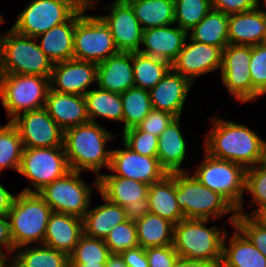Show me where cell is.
<instances>
[{"label": "cell", "mask_w": 266, "mask_h": 267, "mask_svg": "<svg viewBox=\"0 0 266 267\" xmlns=\"http://www.w3.org/2000/svg\"><path fill=\"white\" fill-rule=\"evenodd\" d=\"M16 195L0 184V215H8Z\"/></svg>", "instance_id": "816d5d0a"}, {"label": "cell", "mask_w": 266, "mask_h": 267, "mask_svg": "<svg viewBox=\"0 0 266 267\" xmlns=\"http://www.w3.org/2000/svg\"><path fill=\"white\" fill-rule=\"evenodd\" d=\"M110 255L104 239L92 238L83 234L69 255V264L106 263Z\"/></svg>", "instance_id": "f35d334b"}, {"label": "cell", "mask_w": 266, "mask_h": 267, "mask_svg": "<svg viewBox=\"0 0 266 267\" xmlns=\"http://www.w3.org/2000/svg\"><path fill=\"white\" fill-rule=\"evenodd\" d=\"M123 143L132 151L150 157H157L159 137L141 131L137 126L122 132Z\"/></svg>", "instance_id": "f6af8a7d"}, {"label": "cell", "mask_w": 266, "mask_h": 267, "mask_svg": "<svg viewBox=\"0 0 266 267\" xmlns=\"http://www.w3.org/2000/svg\"><path fill=\"white\" fill-rule=\"evenodd\" d=\"M235 232L230 236L229 246L223 239L222 261L219 267H266V257L234 226Z\"/></svg>", "instance_id": "4316f807"}, {"label": "cell", "mask_w": 266, "mask_h": 267, "mask_svg": "<svg viewBox=\"0 0 266 267\" xmlns=\"http://www.w3.org/2000/svg\"><path fill=\"white\" fill-rule=\"evenodd\" d=\"M115 138L96 122H88L64 131V149L72 171L91 170L96 174L93 184L98 189L100 169H109L111 151L105 149L107 141Z\"/></svg>", "instance_id": "7a4b0ae2"}, {"label": "cell", "mask_w": 266, "mask_h": 267, "mask_svg": "<svg viewBox=\"0 0 266 267\" xmlns=\"http://www.w3.org/2000/svg\"><path fill=\"white\" fill-rule=\"evenodd\" d=\"M175 24L187 33L212 9L211 0H174Z\"/></svg>", "instance_id": "ab89813d"}, {"label": "cell", "mask_w": 266, "mask_h": 267, "mask_svg": "<svg viewBox=\"0 0 266 267\" xmlns=\"http://www.w3.org/2000/svg\"><path fill=\"white\" fill-rule=\"evenodd\" d=\"M87 113L91 122H96V117L123 122V104L119 93L103 89H90L85 95Z\"/></svg>", "instance_id": "836d02e7"}, {"label": "cell", "mask_w": 266, "mask_h": 267, "mask_svg": "<svg viewBox=\"0 0 266 267\" xmlns=\"http://www.w3.org/2000/svg\"><path fill=\"white\" fill-rule=\"evenodd\" d=\"M120 256L127 267H149L146 249L141 246L123 251Z\"/></svg>", "instance_id": "681fc988"}, {"label": "cell", "mask_w": 266, "mask_h": 267, "mask_svg": "<svg viewBox=\"0 0 266 267\" xmlns=\"http://www.w3.org/2000/svg\"><path fill=\"white\" fill-rule=\"evenodd\" d=\"M183 49L171 63V68L192 83L195 78L209 72L221 70L222 49L212 45L199 43L187 37Z\"/></svg>", "instance_id": "e0dca14e"}, {"label": "cell", "mask_w": 266, "mask_h": 267, "mask_svg": "<svg viewBox=\"0 0 266 267\" xmlns=\"http://www.w3.org/2000/svg\"><path fill=\"white\" fill-rule=\"evenodd\" d=\"M229 15L211 9L207 15L188 33V36L199 43L220 47L222 50L228 43Z\"/></svg>", "instance_id": "d6a6232c"}, {"label": "cell", "mask_w": 266, "mask_h": 267, "mask_svg": "<svg viewBox=\"0 0 266 267\" xmlns=\"http://www.w3.org/2000/svg\"><path fill=\"white\" fill-rule=\"evenodd\" d=\"M96 82L100 89L119 94L135 87L133 52H119L98 63Z\"/></svg>", "instance_id": "603a6c76"}, {"label": "cell", "mask_w": 266, "mask_h": 267, "mask_svg": "<svg viewBox=\"0 0 266 267\" xmlns=\"http://www.w3.org/2000/svg\"><path fill=\"white\" fill-rule=\"evenodd\" d=\"M121 95L123 104V131L136 127L152 110L150 93L138 87H132Z\"/></svg>", "instance_id": "8d00e7d4"}, {"label": "cell", "mask_w": 266, "mask_h": 267, "mask_svg": "<svg viewBox=\"0 0 266 267\" xmlns=\"http://www.w3.org/2000/svg\"><path fill=\"white\" fill-rule=\"evenodd\" d=\"M80 173L71 170L37 192L53 212L71 214L80 218L85 216L89 210L92 189L82 181Z\"/></svg>", "instance_id": "7c38bea8"}, {"label": "cell", "mask_w": 266, "mask_h": 267, "mask_svg": "<svg viewBox=\"0 0 266 267\" xmlns=\"http://www.w3.org/2000/svg\"><path fill=\"white\" fill-rule=\"evenodd\" d=\"M96 3V4H95ZM99 2H87L75 13L73 58L100 63L119 53L108 25L100 16L85 14Z\"/></svg>", "instance_id": "52a82bcc"}, {"label": "cell", "mask_w": 266, "mask_h": 267, "mask_svg": "<svg viewBox=\"0 0 266 267\" xmlns=\"http://www.w3.org/2000/svg\"><path fill=\"white\" fill-rule=\"evenodd\" d=\"M133 217L139 246L146 249L172 245L174 228L172 222L147 211Z\"/></svg>", "instance_id": "4dcf8cb0"}, {"label": "cell", "mask_w": 266, "mask_h": 267, "mask_svg": "<svg viewBox=\"0 0 266 267\" xmlns=\"http://www.w3.org/2000/svg\"><path fill=\"white\" fill-rule=\"evenodd\" d=\"M258 217L266 224V212L261 213Z\"/></svg>", "instance_id": "680465c9"}, {"label": "cell", "mask_w": 266, "mask_h": 267, "mask_svg": "<svg viewBox=\"0 0 266 267\" xmlns=\"http://www.w3.org/2000/svg\"><path fill=\"white\" fill-rule=\"evenodd\" d=\"M106 267H127V265L123 262L120 254H110L106 262Z\"/></svg>", "instance_id": "db71d44e"}, {"label": "cell", "mask_w": 266, "mask_h": 267, "mask_svg": "<svg viewBox=\"0 0 266 267\" xmlns=\"http://www.w3.org/2000/svg\"><path fill=\"white\" fill-rule=\"evenodd\" d=\"M250 75L252 79V100L266 92V46H251Z\"/></svg>", "instance_id": "7bdbcfd3"}, {"label": "cell", "mask_w": 266, "mask_h": 267, "mask_svg": "<svg viewBox=\"0 0 266 267\" xmlns=\"http://www.w3.org/2000/svg\"><path fill=\"white\" fill-rule=\"evenodd\" d=\"M175 118L168 112L152 109L151 112L137 125L144 132L160 136L170 122Z\"/></svg>", "instance_id": "bcb514c9"}, {"label": "cell", "mask_w": 266, "mask_h": 267, "mask_svg": "<svg viewBox=\"0 0 266 267\" xmlns=\"http://www.w3.org/2000/svg\"><path fill=\"white\" fill-rule=\"evenodd\" d=\"M172 267H215L213 264L179 257Z\"/></svg>", "instance_id": "f5cc1de1"}, {"label": "cell", "mask_w": 266, "mask_h": 267, "mask_svg": "<svg viewBox=\"0 0 266 267\" xmlns=\"http://www.w3.org/2000/svg\"><path fill=\"white\" fill-rule=\"evenodd\" d=\"M11 122L19 132L23 148L64 147V130L45 108L24 112Z\"/></svg>", "instance_id": "4fadbf2b"}, {"label": "cell", "mask_w": 266, "mask_h": 267, "mask_svg": "<svg viewBox=\"0 0 266 267\" xmlns=\"http://www.w3.org/2000/svg\"><path fill=\"white\" fill-rule=\"evenodd\" d=\"M70 170L64 147L24 148L18 173L31 182L22 192L37 193Z\"/></svg>", "instance_id": "8fae6325"}, {"label": "cell", "mask_w": 266, "mask_h": 267, "mask_svg": "<svg viewBox=\"0 0 266 267\" xmlns=\"http://www.w3.org/2000/svg\"><path fill=\"white\" fill-rule=\"evenodd\" d=\"M5 19L0 15V24L3 23Z\"/></svg>", "instance_id": "6125c7cd"}, {"label": "cell", "mask_w": 266, "mask_h": 267, "mask_svg": "<svg viewBox=\"0 0 266 267\" xmlns=\"http://www.w3.org/2000/svg\"><path fill=\"white\" fill-rule=\"evenodd\" d=\"M170 24L162 27H154L143 30L142 44L145 49L139 52L164 59L170 64L177 58L183 49L188 33L178 25Z\"/></svg>", "instance_id": "7402d4cb"}, {"label": "cell", "mask_w": 266, "mask_h": 267, "mask_svg": "<svg viewBox=\"0 0 266 267\" xmlns=\"http://www.w3.org/2000/svg\"><path fill=\"white\" fill-rule=\"evenodd\" d=\"M53 210L38 193L20 192L8 213L14 248L43 244L46 226Z\"/></svg>", "instance_id": "8992f818"}, {"label": "cell", "mask_w": 266, "mask_h": 267, "mask_svg": "<svg viewBox=\"0 0 266 267\" xmlns=\"http://www.w3.org/2000/svg\"><path fill=\"white\" fill-rule=\"evenodd\" d=\"M75 14L66 22L54 26L36 37L41 50L53 62L73 59ZM39 38H42L40 41Z\"/></svg>", "instance_id": "f546056e"}, {"label": "cell", "mask_w": 266, "mask_h": 267, "mask_svg": "<svg viewBox=\"0 0 266 267\" xmlns=\"http://www.w3.org/2000/svg\"><path fill=\"white\" fill-rule=\"evenodd\" d=\"M192 84L190 80L170 68L156 86L149 91L152 109L181 117Z\"/></svg>", "instance_id": "ffe728a7"}, {"label": "cell", "mask_w": 266, "mask_h": 267, "mask_svg": "<svg viewBox=\"0 0 266 267\" xmlns=\"http://www.w3.org/2000/svg\"><path fill=\"white\" fill-rule=\"evenodd\" d=\"M10 261V265L7 262ZM6 263V264H5ZM0 267H23L14 256H6L0 263Z\"/></svg>", "instance_id": "11a10c76"}, {"label": "cell", "mask_w": 266, "mask_h": 267, "mask_svg": "<svg viewBox=\"0 0 266 267\" xmlns=\"http://www.w3.org/2000/svg\"><path fill=\"white\" fill-rule=\"evenodd\" d=\"M102 198L105 204L89 209L82 218L86 236L104 239L115 226L131 217L120 205L110 202L103 196Z\"/></svg>", "instance_id": "f1b7e54d"}, {"label": "cell", "mask_w": 266, "mask_h": 267, "mask_svg": "<svg viewBox=\"0 0 266 267\" xmlns=\"http://www.w3.org/2000/svg\"><path fill=\"white\" fill-rule=\"evenodd\" d=\"M259 6L260 4L252 10L229 15V44L254 46L262 42L266 29V10H261Z\"/></svg>", "instance_id": "d4e9b609"}, {"label": "cell", "mask_w": 266, "mask_h": 267, "mask_svg": "<svg viewBox=\"0 0 266 267\" xmlns=\"http://www.w3.org/2000/svg\"><path fill=\"white\" fill-rule=\"evenodd\" d=\"M234 226L266 257V224L258 216L237 214Z\"/></svg>", "instance_id": "ee69618b"}, {"label": "cell", "mask_w": 266, "mask_h": 267, "mask_svg": "<svg viewBox=\"0 0 266 267\" xmlns=\"http://www.w3.org/2000/svg\"><path fill=\"white\" fill-rule=\"evenodd\" d=\"M109 170L115 174L100 176H118L137 180L147 185L161 180L168 172L160 165L157 157H150L132 151L123 143L122 149L111 151Z\"/></svg>", "instance_id": "2e32d148"}, {"label": "cell", "mask_w": 266, "mask_h": 267, "mask_svg": "<svg viewBox=\"0 0 266 267\" xmlns=\"http://www.w3.org/2000/svg\"><path fill=\"white\" fill-rule=\"evenodd\" d=\"M147 212L167 219L174 225L185 219L175 197V172L166 174L149 186Z\"/></svg>", "instance_id": "484cf974"}, {"label": "cell", "mask_w": 266, "mask_h": 267, "mask_svg": "<svg viewBox=\"0 0 266 267\" xmlns=\"http://www.w3.org/2000/svg\"><path fill=\"white\" fill-rule=\"evenodd\" d=\"M23 149L16 126L11 121L4 126L0 125V175L7 168L18 172Z\"/></svg>", "instance_id": "74e56055"}, {"label": "cell", "mask_w": 266, "mask_h": 267, "mask_svg": "<svg viewBox=\"0 0 266 267\" xmlns=\"http://www.w3.org/2000/svg\"><path fill=\"white\" fill-rule=\"evenodd\" d=\"M260 164L266 166V141L265 140H263L262 142V157H261Z\"/></svg>", "instance_id": "6f0895ef"}, {"label": "cell", "mask_w": 266, "mask_h": 267, "mask_svg": "<svg viewBox=\"0 0 266 267\" xmlns=\"http://www.w3.org/2000/svg\"><path fill=\"white\" fill-rule=\"evenodd\" d=\"M245 192L251 194L250 202L255 209L249 216H259L266 212V166L257 164L246 169Z\"/></svg>", "instance_id": "60d3db41"}, {"label": "cell", "mask_w": 266, "mask_h": 267, "mask_svg": "<svg viewBox=\"0 0 266 267\" xmlns=\"http://www.w3.org/2000/svg\"><path fill=\"white\" fill-rule=\"evenodd\" d=\"M143 30L175 24L174 0H127Z\"/></svg>", "instance_id": "1f68e13d"}, {"label": "cell", "mask_w": 266, "mask_h": 267, "mask_svg": "<svg viewBox=\"0 0 266 267\" xmlns=\"http://www.w3.org/2000/svg\"><path fill=\"white\" fill-rule=\"evenodd\" d=\"M259 3V0H211V7L227 15H231L252 10Z\"/></svg>", "instance_id": "c3c4849f"}, {"label": "cell", "mask_w": 266, "mask_h": 267, "mask_svg": "<svg viewBox=\"0 0 266 267\" xmlns=\"http://www.w3.org/2000/svg\"><path fill=\"white\" fill-rule=\"evenodd\" d=\"M209 219H182L173 228L174 250L179 257L204 261L219 267L226 230L207 227Z\"/></svg>", "instance_id": "3957f363"}, {"label": "cell", "mask_w": 266, "mask_h": 267, "mask_svg": "<svg viewBox=\"0 0 266 267\" xmlns=\"http://www.w3.org/2000/svg\"><path fill=\"white\" fill-rule=\"evenodd\" d=\"M195 171L193 175L201 184L225 197L237 209V214H245L246 168L243 165L214 158L205 152L203 162Z\"/></svg>", "instance_id": "ba28073f"}, {"label": "cell", "mask_w": 266, "mask_h": 267, "mask_svg": "<svg viewBox=\"0 0 266 267\" xmlns=\"http://www.w3.org/2000/svg\"><path fill=\"white\" fill-rule=\"evenodd\" d=\"M261 44H263L264 46H266V29H265L264 36H263V39H262Z\"/></svg>", "instance_id": "94428289"}, {"label": "cell", "mask_w": 266, "mask_h": 267, "mask_svg": "<svg viewBox=\"0 0 266 267\" xmlns=\"http://www.w3.org/2000/svg\"><path fill=\"white\" fill-rule=\"evenodd\" d=\"M69 267H106V263H97V264H69Z\"/></svg>", "instance_id": "9f6ffc18"}, {"label": "cell", "mask_w": 266, "mask_h": 267, "mask_svg": "<svg viewBox=\"0 0 266 267\" xmlns=\"http://www.w3.org/2000/svg\"><path fill=\"white\" fill-rule=\"evenodd\" d=\"M180 127V117H175L158 139L157 158L168 173L186 171L181 165L187 154V145Z\"/></svg>", "instance_id": "83f0119b"}, {"label": "cell", "mask_w": 266, "mask_h": 267, "mask_svg": "<svg viewBox=\"0 0 266 267\" xmlns=\"http://www.w3.org/2000/svg\"><path fill=\"white\" fill-rule=\"evenodd\" d=\"M213 127L206 133L204 148L210 156L243 165L246 169L260 164L263 139L244 124L214 116Z\"/></svg>", "instance_id": "6da1fadb"}, {"label": "cell", "mask_w": 266, "mask_h": 267, "mask_svg": "<svg viewBox=\"0 0 266 267\" xmlns=\"http://www.w3.org/2000/svg\"><path fill=\"white\" fill-rule=\"evenodd\" d=\"M15 250L17 253L13 256L23 267H69V256L66 253L44 244L35 248L22 246Z\"/></svg>", "instance_id": "d590c367"}, {"label": "cell", "mask_w": 266, "mask_h": 267, "mask_svg": "<svg viewBox=\"0 0 266 267\" xmlns=\"http://www.w3.org/2000/svg\"><path fill=\"white\" fill-rule=\"evenodd\" d=\"M149 185L118 176H99L98 190L110 202L123 207L131 216L147 211Z\"/></svg>", "instance_id": "ac0fdd59"}, {"label": "cell", "mask_w": 266, "mask_h": 267, "mask_svg": "<svg viewBox=\"0 0 266 267\" xmlns=\"http://www.w3.org/2000/svg\"><path fill=\"white\" fill-rule=\"evenodd\" d=\"M49 88L47 77L0 74V100L9 121L21 113L45 108Z\"/></svg>", "instance_id": "9c48e42d"}, {"label": "cell", "mask_w": 266, "mask_h": 267, "mask_svg": "<svg viewBox=\"0 0 266 267\" xmlns=\"http://www.w3.org/2000/svg\"><path fill=\"white\" fill-rule=\"evenodd\" d=\"M53 65L36 38L21 35L12 28L0 34V74L39 75L50 79Z\"/></svg>", "instance_id": "5b68a950"}, {"label": "cell", "mask_w": 266, "mask_h": 267, "mask_svg": "<svg viewBox=\"0 0 266 267\" xmlns=\"http://www.w3.org/2000/svg\"><path fill=\"white\" fill-rule=\"evenodd\" d=\"M96 79V63L73 58L53 65L49 84L50 89L54 91L85 95Z\"/></svg>", "instance_id": "d6986e66"}, {"label": "cell", "mask_w": 266, "mask_h": 267, "mask_svg": "<svg viewBox=\"0 0 266 267\" xmlns=\"http://www.w3.org/2000/svg\"><path fill=\"white\" fill-rule=\"evenodd\" d=\"M251 46L228 44L222 51V83L241 103L252 101Z\"/></svg>", "instance_id": "5bb4252c"}, {"label": "cell", "mask_w": 266, "mask_h": 267, "mask_svg": "<svg viewBox=\"0 0 266 267\" xmlns=\"http://www.w3.org/2000/svg\"><path fill=\"white\" fill-rule=\"evenodd\" d=\"M2 245L9 253L15 251L11 238L9 219L7 215H0V250L3 251Z\"/></svg>", "instance_id": "f907efd6"}, {"label": "cell", "mask_w": 266, "mask_h": 267, "mask_svg": "<svg viewBox=\"0 0 266 267\" xmlns=\"http://www.w3.org/2000/svg\"><path fill=\"white\" fill-rule=\"evenodd\" d=\"M171 64L161 58L133 52V76L135 87L150 91L164 77Z\"/></svg>", "instance_id": "e575fe53"}, {"label": "cell", "mask_w": 266, "mask_h": 267, "mask_svg": "<svg viewBox=\"0 0 266 267\" xmlns=\"http://www.w3.org/2000/svg\"><path fill=\"white\" fill-rule=\"evenodd\" d=\"M45 109L64 131L90 122L84 95L62 93L49 88Z\"/></svg>", "instance_id": "44dd1931"}, {"label": "cell", "mask_w": 266, "mask_h": 267, "mask_svg": "<svg viewBox=\"0 0 266 267\" xmlns=\"http://www.w3.org/2000/svg\"><path fill=\"white\" fill-rule=\"evenodd\" d=\"M6 256H8V254H6V253H4V252H2V251L0 250V263H1V261H2Z\"/></svg>", "instance_id": "91938a15"}, {"label": "cell", "mask_w": 266, "mask_h": 267, "mask_svg": "<svg viewBox=\"0 0 266 267\" xmlns=\"http://www.w3.org/2000/svg\"><path fill=\"white\" fill-rule=\"evenodd\" d=\"M83 234L82 218L53 212L46 226L43 244L69 256Z\"/></svg>", "instance_id": "cb8c5ba5"}, {"label": "cell", "mask_w": 266, "mask_h": 267, "mask_svg": "<svg viewBox=\"0 0 266 267\" xmlns=\"http://www.w3.org/2000/svg\"><path fill=\"white\" fill-rule=\"evenodd\" d=\"M149 267H172L179 258L172 245L146 248Z\"/></svg>", "instance_id": "7dc6e473"}, {"label": "cell", "mask_w": 266, "mask_h": 267, "mask_svg": "<svg viewBox=\"0 0 266 267\" xmlns=\"http://www.w3.org/2000/svg\"><path fill=\"white\" fill-rule=\"evenodd\" d=\"M110 254H120L130 248L139 246L134 217L115 226L104 238Z\"/></svg>", "instance_id": "b9f144b4"}, {"label": "cell", "mask_w": 266, "mask_h": 267, "mask_svg": "<svg viewBox=\"0 0 266 267\" xmlns=\"http://www.w3.org/2000/svg\"><path fill=\"white\" fill-rule=\"evenodd\" d=\"M175 197L185 219H218L231 214L234 226L237 209L220 193L201 184L187 171L175 172Z\"/></svg>", "instance_id": "277c9868"}, {"label": "cell", "mask_w": 266, "mask_h": 267, "mask_svg": "<svg viewBox=\"0 0 266 267\" xmlns=\"http://www.w3.org/2000/svg\"><path fill=\"white\" fill-rule=\"evenodd\" d=\"M87 0H32L19 13L12 29L36 38L54 26L68 21Z\"/></svg>", "instance_id": "30bf717a"}, {"label": "cell", "mask_w": 266, "mask_h": 267, "mask_svg": "<svg viewBox=\"0 0 266 267\" xmlns=\"http://www.w3.org/2000/svg\"><path fill=\"white\" fill-rule=\"evenodd\" d=\"M104 10L108 15L100 16L108 25L119 52H137L142 44L143 28L127 0H115Z\"/></svg>", "instance_id": "9a60e30c"}]
</instances>
